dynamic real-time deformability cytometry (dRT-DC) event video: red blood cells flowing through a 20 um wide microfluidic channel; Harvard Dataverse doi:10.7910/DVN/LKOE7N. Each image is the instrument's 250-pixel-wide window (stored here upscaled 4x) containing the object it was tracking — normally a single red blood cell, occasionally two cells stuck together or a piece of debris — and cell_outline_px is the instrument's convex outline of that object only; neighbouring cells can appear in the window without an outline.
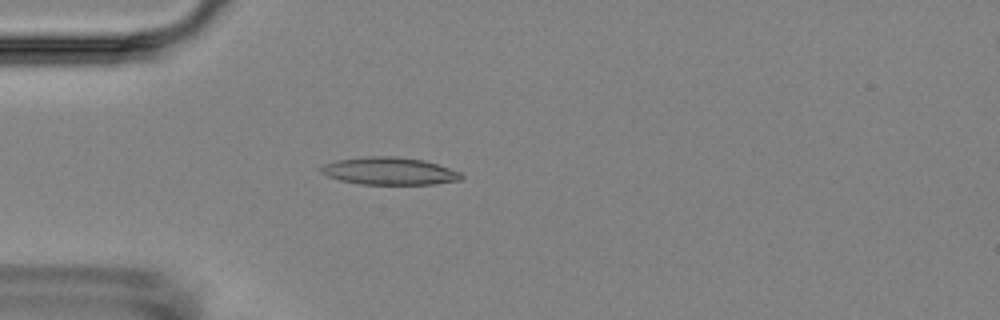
{"species": "Egyptian fruit bat (a non-hibernating species)", "species_latin": "Rousettus aegyptiacus", "temperature_condition": "room temperature", "stored_images_in_passage": 3, "camera_frame_rate_fps": 3000, "um_per_image_px": 0.085, "animal": {"sex": "female"}, "frame": {"image": 1, "passage_image": 3, "time_ms": 4.333, "image_size_px": [1000, 320], "cell_outline_px": [[464, 176], [460, 180], [436, 184], [360, 184], [340, 180], [328, 176], [320, 172], [320, 168], [324, 164], [336, 160], [368, 156], [396, 156], [424, 160], [460, 172]], "centroid_in_image_um": [33.09, 14.54], "position_along_channel_um": 51.9, "area_um2": 22.43}}